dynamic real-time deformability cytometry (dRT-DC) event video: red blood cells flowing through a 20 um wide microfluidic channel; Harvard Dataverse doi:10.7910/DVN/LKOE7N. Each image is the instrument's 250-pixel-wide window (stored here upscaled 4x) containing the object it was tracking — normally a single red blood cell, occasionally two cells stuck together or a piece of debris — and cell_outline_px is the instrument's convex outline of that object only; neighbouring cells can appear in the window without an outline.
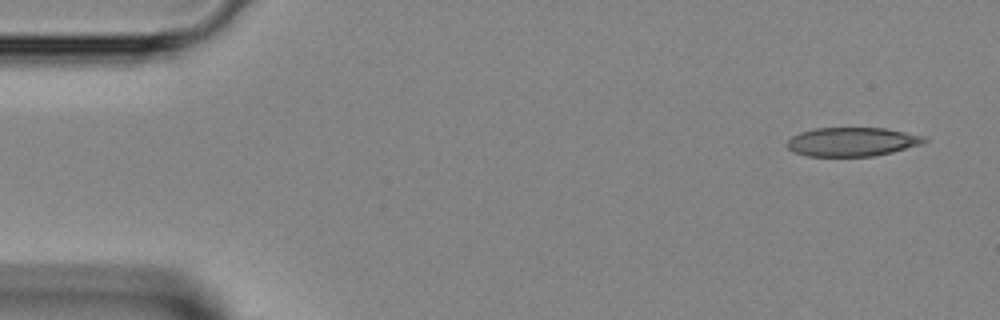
{"species": "Egyptian fruit bat (a non-hibernating species)", "species_latin": "Rousettus aegyptiacus", "temperature_condition": "room temperature", "stored_images_in_passage": 43, "camera_frame_rate_fps": 3000, "um_per_image_px": 0.085, "animal": {"sex": "female"}, "frame": {"image": 1, "passage_image": 1, "time_ms": 0.0, "image_size_px": [1000, 320], "cell_outline_px": [[928, 140], [920, 144], [892, 152], [872, 156], [808, 156], [796, 152], [788, 148], [784, 144], [792, 136], [800, 132], [816, 128], [884, 128], [924, 136]], "centroid_in_image_um": [72.39, 12.05], "position_along_channel_um": 12.6, "area_um2": 22.89}}
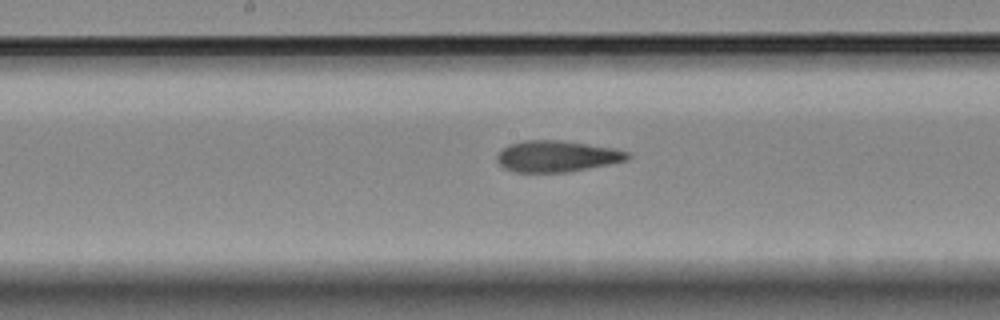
{"frame": {"image": 2, "passage_image": 21, "time_ms": 6.667, "image_size_px": [1000, 320], "cell_outline_px": [[632, 156], [628, 160], [568, 172], [516, 172], [504, 168], [496, 160], [496, 156], [508, 144], [524, 140], [560, 140], [616, 148], [628, 152]], "centroid_in_image_um": [47.35, 13.28], "position_along_channel_um": 200.9, "area_um2": 23.81}}
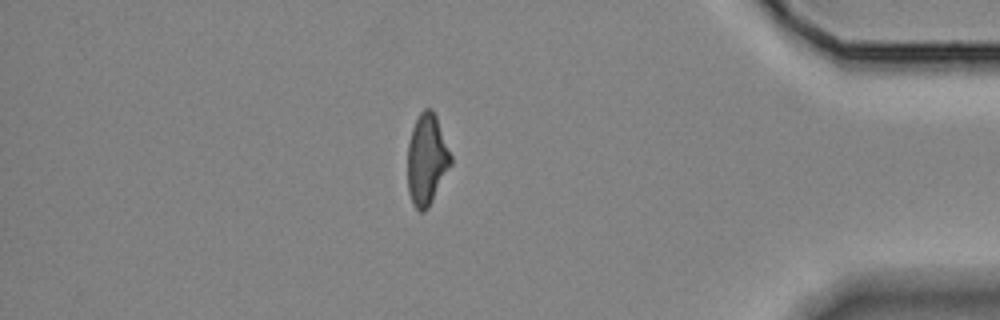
{"frame": {"image": 3, "passage_image": 37, "time_ms": 12.0, "image_size_px": [1000, 320], "cell_outline_px": [[452, 164], [428, 208], [424, 212], [420, 212], [412, 204], [408, 192], [408, 144], [412, 128], [420, 112], [424, 108], [432, 108], [436, 116], [452, 156]], "centroid_in_image_um": [36.28, 13.57], "position_along_channel_um": 398.9, "area_um2": 22.95}}